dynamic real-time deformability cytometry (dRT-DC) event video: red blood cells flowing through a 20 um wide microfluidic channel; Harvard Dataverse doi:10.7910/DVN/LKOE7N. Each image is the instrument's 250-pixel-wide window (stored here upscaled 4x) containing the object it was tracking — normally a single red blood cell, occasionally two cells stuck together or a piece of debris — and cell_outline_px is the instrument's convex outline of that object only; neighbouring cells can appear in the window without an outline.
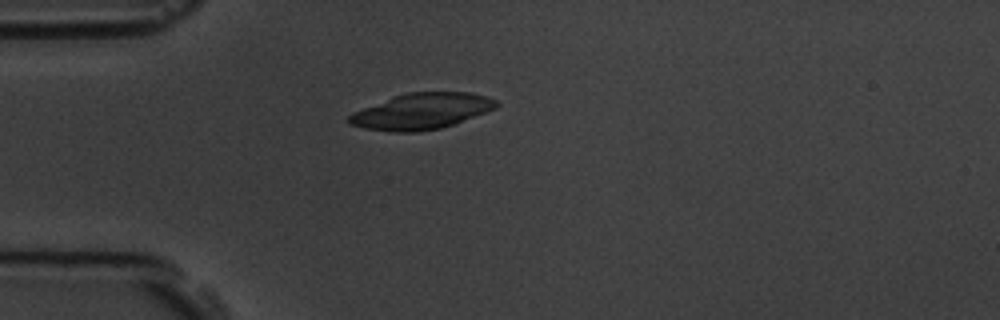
{"species": "common noctule bat (a hibernating species)", "species_latin": "Nyctalus noctula", "temperature_condition": "room temperature", "stored_images_in_passage": 6, "segment_of_instrument_passage": [2, 2], "camera_frame_rate_fps": 3000, "um_per_image_px": 0.085, "animal": {"sex": "male", "body_mass_g": 19.5, "forearm_length_mm": 54.6}, "frame": {"image": 1, "passage_image": 6, "time_ms": 6.667, "image_size_px": [1000, 320], "cell_outline_px": [[500, 104], [496, 108], [452, 124], [440, 128], [420, 132], [392, 132], [364, 128], [348, 124], [344, 120], [352, 112], [392, 96], [408, 92], [472, 92], [488, 96], [496, 100]], "centroid_in_image_um": [35.78, 9.45], "position_along_channel_um": 49.2, "area_um2": 31.1}}